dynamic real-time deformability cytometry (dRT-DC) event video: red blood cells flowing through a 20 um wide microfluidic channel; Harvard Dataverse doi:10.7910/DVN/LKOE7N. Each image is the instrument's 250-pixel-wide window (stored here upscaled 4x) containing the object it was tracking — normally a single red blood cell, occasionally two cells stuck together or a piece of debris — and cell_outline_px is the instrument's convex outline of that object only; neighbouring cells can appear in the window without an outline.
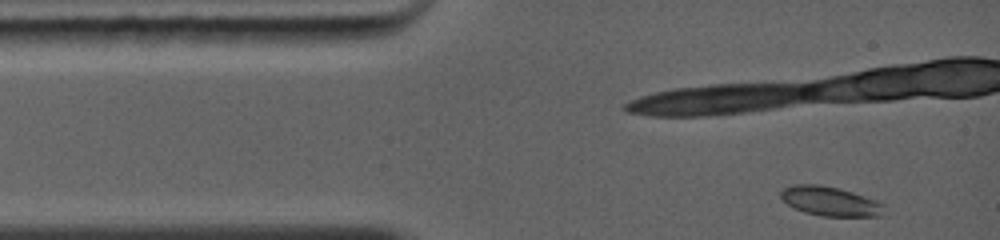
{"species": "common noctule bat (a hibernating species)", "species_latin": "Nyctalus noctula", "temperature_condition": "warm", "stored_images_in_passage": 9, "camera_frame_rate_fps": 5000, "um_per_image_px": 0.085, "animal": {"sex": "female", "body_mass_g": 19.0, "forearm_length_mm": 56.7}, "frame": {"image": 1, "passage_image": 1, "time_ms": 0.0, "image_size_px": [1000, 240], "cell_outline_px": [[884, 204], [880, 216], [820, 216], [804, 212], [788, 204], [780, 196], [780, 192], [784, 188], [792, 184], [820, 184], [840, 188], [852, 192]], "centroid_in_image_um": [70.51, 17.09], "position_along_channel_um": 14.5, "area_um2": 17.46}}